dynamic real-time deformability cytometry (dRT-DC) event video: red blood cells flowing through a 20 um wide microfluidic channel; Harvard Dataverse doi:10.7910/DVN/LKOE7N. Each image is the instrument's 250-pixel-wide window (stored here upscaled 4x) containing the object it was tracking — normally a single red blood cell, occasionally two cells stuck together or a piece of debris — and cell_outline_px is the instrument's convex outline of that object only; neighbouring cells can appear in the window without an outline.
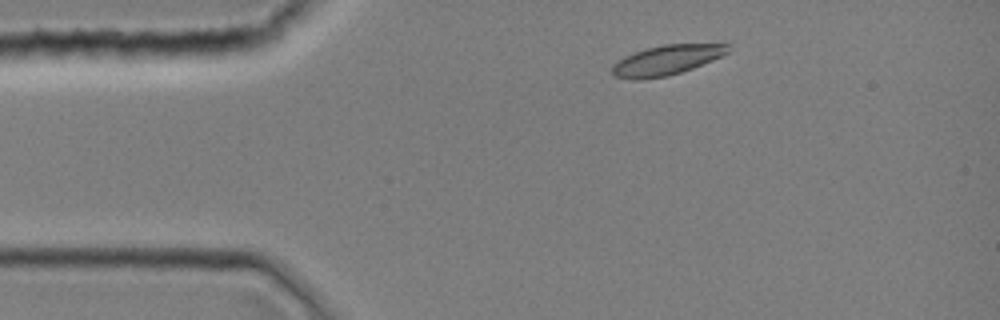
{"species": "common noctule bat (a hibernating species)", "species_latin": "Nyctalus noctula", "temperature_condition": "room temperature", "stored_images_in_passage": 8, "camera_frame_rate_fps": 3000, "um_per_image_px": 0.085, "animal": {"sex": "female", "body_mass_g": 19.0, "forearm_length_mm": 51.5}, "frame": {"image": 1, "passage_image": 4, "time_ms": 1.0, "image_size_px": [1000, 320], "cell_outline_px": [[728, 52], [712, 60], [692, 68], [668, 76], [636, 80], [632, 80], [612, 76], [612, 64], [624, 56], [648, 48], [664, 44], [728, 44]], "centroid_in_image_um": [56.59, 5.12], "position_along_channel_um": 28.4, "area_um2": 19.94}}